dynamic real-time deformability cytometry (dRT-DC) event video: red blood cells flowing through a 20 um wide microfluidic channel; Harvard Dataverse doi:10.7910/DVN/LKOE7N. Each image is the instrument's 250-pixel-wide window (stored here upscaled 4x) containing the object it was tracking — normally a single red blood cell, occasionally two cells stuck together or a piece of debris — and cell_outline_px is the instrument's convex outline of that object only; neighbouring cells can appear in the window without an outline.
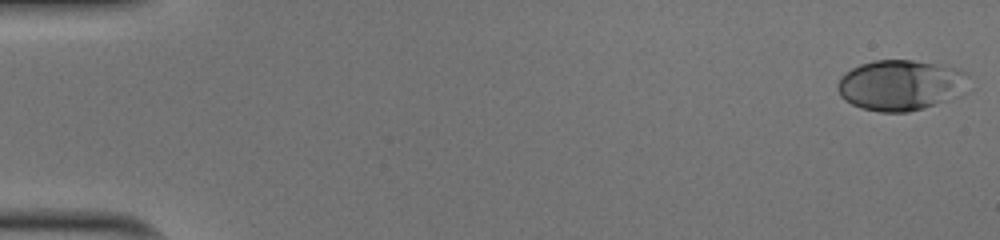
{"species": "human", "species_latin": "Homo sapiens", "temperature_condition": "cold", "stored_images_in_passage": 51, "camera_frame_rate_fps": 3000, "um_per_image_px": 0.085, "donor": {"sex": "male"}, "frame": {"image": 1, "passage_image": 1, "time_ms": 0.0, "image_size_px": [1000, 240], "cell_outline_px": [[968, 76], [964, 96], [924, 108], [908, 112], [880, 112], [860, 108], [844, 100], [840, 96], [836, 88], [836, 84], [840, 76], [852, 68], [860, 64], [876, 60], [912, 60], [944, 64], [960, 68], [968, 72]], "centroid_in_image_um": [76.6, 7.23], "position_along_channel_um": 8.4, "area_um2": 39.59}}
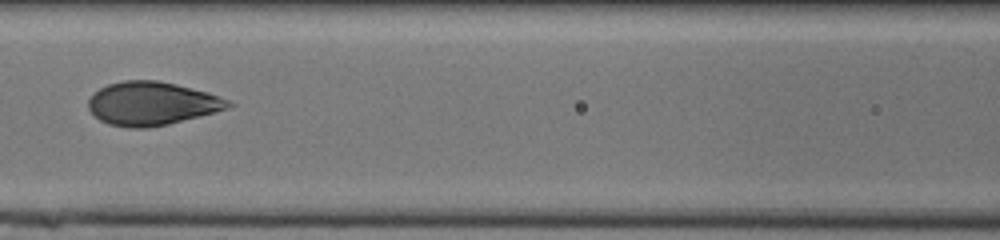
{"frame": {"image": 2, "passage_image": 24, "time_ms": 7.667, "image_size_px": [1000, 240], "cell_outline_px": [[236, 104], [228, 108], [168, 124], [148, 128], [128, 128], [108, 124], [100, 120], [88, 108], [88, 100], [92, 92], [108, 84], [124, 80], [156, 80], [176, 84], [208, 92], [220, 96]], "centroid_in_image_um": [12.88, 8.79], "position_along_channel_um": 153.7, "area_um2": 35.43}}
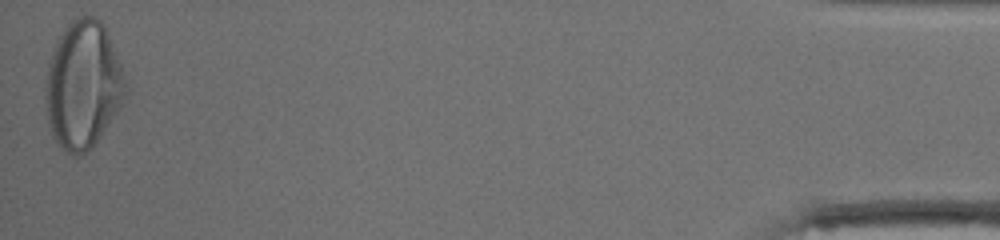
{"frame": {"image": 3, "passage_image": 51, "time_ms": 16.667, "image_size_px": [1000, 240], "cell_outline_px": [[124, 92], [120, 104], [92, 148], [80, 156], [72, 156], [52, 136], [48, 124], [44, 96], [48, 64], [52, 52], [60, 36], [68, 24], [72, 20], [80, 16], [96, 16], [104, 24], [108, 32], [120, 64], [124, 76]], "centroid_in_image_um": [7.02, 7.21], "position_along_channel_um": 428.2, "area_um2": 58.61}, "authors_computed_cell_mechanics": {"area_um2": 35.7204, "velocity_mm_per_s": 4.0143, "shape_relaxation_time_tau1_ms": 3.9793, "shape_relaxation_time_tau2_ms": null, "deformation_change_tau1": 0.182, "deformation_change_tau2": null}}